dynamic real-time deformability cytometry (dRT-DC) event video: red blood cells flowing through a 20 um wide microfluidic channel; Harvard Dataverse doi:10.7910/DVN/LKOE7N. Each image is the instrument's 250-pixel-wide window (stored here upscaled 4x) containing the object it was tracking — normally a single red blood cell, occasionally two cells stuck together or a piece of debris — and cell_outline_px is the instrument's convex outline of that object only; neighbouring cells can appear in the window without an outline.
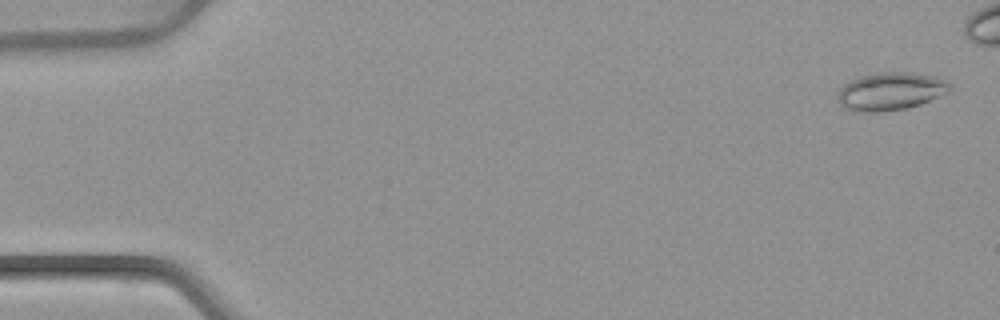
{"species": "common noctule bat (a hibernating species)", "species_latin": "Nyctalus noctula", "temperature_condition": "warm", "stored_images_in_passage": 8, "camera_frame_rate_fps": 3000, "um_per_image_px": 0.085, "animal": {"sex": "female", "body_mass_g": 22.7, "forearm_length_mm": 54.2}, "frame": {"image": 1, "passage_image": 1, "time_ms": 0.0, "image_size_px": [1000, 320], "cell_outline_px": [[952, 88], [948, 92], [920, 104], [904, 108], [876, 112], [856, 112], [844, 108], [840, 104], [836, 96], [840, 88], [844, 84], [860, 76], [876, 72], [908, 72], [936, 76], [948, 80], [952, 84]], "centroid_in_image_um": [75.7, 7.75], "position_along_channel_um": 9.3, "area_um2": 24.91}}
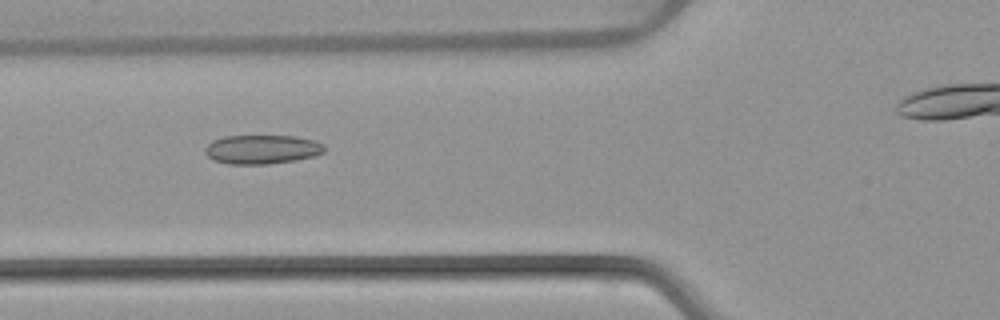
{"frame": {"image": 2, "passage_image": 6, "time_ms": 6.0, "image_size_px": [1000, 320], "cell_outline_px": [[324, 152], [316, 156], [296, 160], [268, 164], [228, 164], [212, 160], [204, 152], [204, 148], [212, 140], [224, 136], [296, 136], [316, 140], [324, 144]], "centroid_in_image_um": [22.27, 12.7], "position_along_channel_um": 103.5, "area_um2": 20.46}}
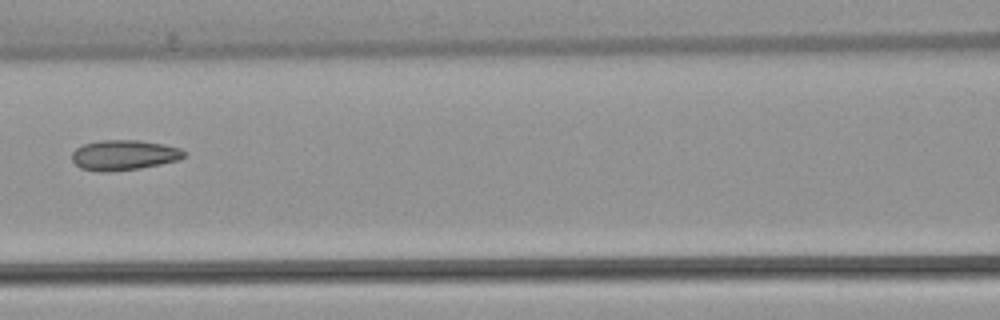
{"frame": {"image": 3, "passage_image": 7, "time_ms": 7.333, "image_size_px": [1000, 320], "cell_outline_px": [[184, 156], [180, 160], [140, 168], [108, 172], [100, 172], [80, 168], [72, 160], [72, 152], [76, 148], [84, 144], [100, 140], [140, 140], [164, 144], [180, 148], [184, 152]], "centroid_in_image_um": [10.52, 13.18], "position_along_channel_um": 156.1, "area_um2": 19.77}}